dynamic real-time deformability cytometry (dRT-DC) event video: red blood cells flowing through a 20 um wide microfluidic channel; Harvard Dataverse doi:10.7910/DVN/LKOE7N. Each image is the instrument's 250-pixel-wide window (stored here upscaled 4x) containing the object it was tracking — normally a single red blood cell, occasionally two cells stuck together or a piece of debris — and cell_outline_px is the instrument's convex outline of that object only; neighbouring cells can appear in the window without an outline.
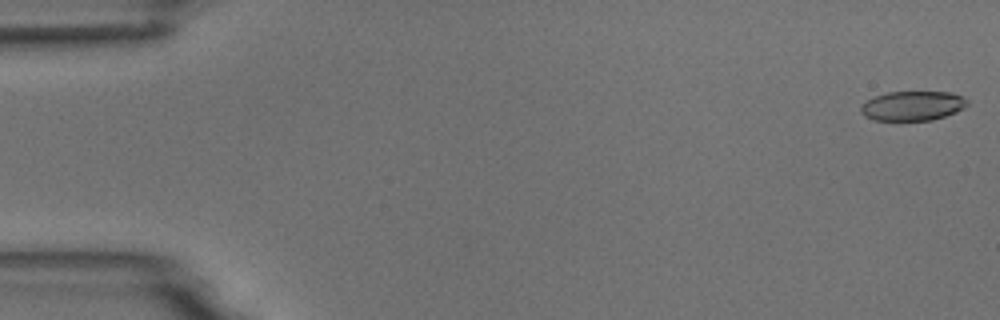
{"species": "common noctule bat (a hibernating species)", "species_latin": "Nyctalus noctula", "temperature_condition": "room temperature", "stored_images_in_passage": 15, "camera_frame_rate_fps": 3000, "um_per_image_px": 0.085, "animal": {"sex": "male", "body_mass_g": 18.8}, "frame": {"image": 1, "passage_image": 1, "time_ms": 0.0, "image_size_px": [1000, 320], "cell_outline_px": [[968, 104], [964, 108], [956, 112], [932, 120], [900, 124], [872, 120], [864, 116], [860, 112], [860, 108], [868, 100], [876, 96], [888, 92], [952, 92], [968, 100]], "centroid_in_image_um": [77.54, 9.06], "position_along_channel_um": 7.5, "area_um2": 19.07}}
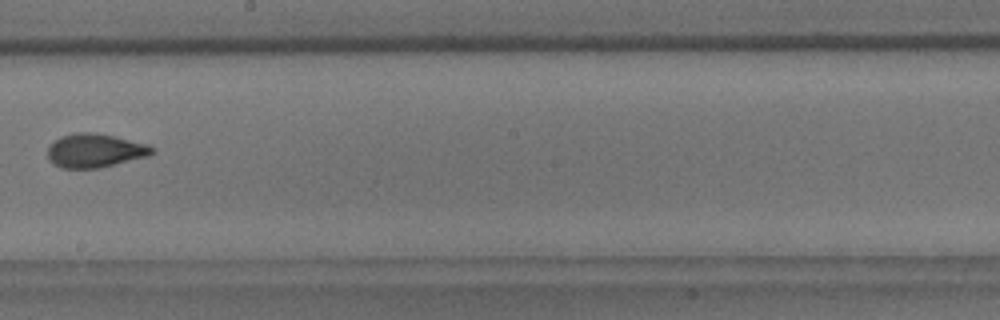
{"frame": {"image": 2, "passage_image": 9, "time_ms": 10.0, "image_size_px": [1000, 320], "cell_outline_px": [[156, 152], [148, 156], [100, 168], [60, 168], [48, 160], [48, 144], [60, 136], [76, 132], [96, 132], [148, 144], [156, 148]], "centroid_in_image_um": [8.07, 12.79], "position_along_channel_um": 240.1, "area_um2": 20.87}}
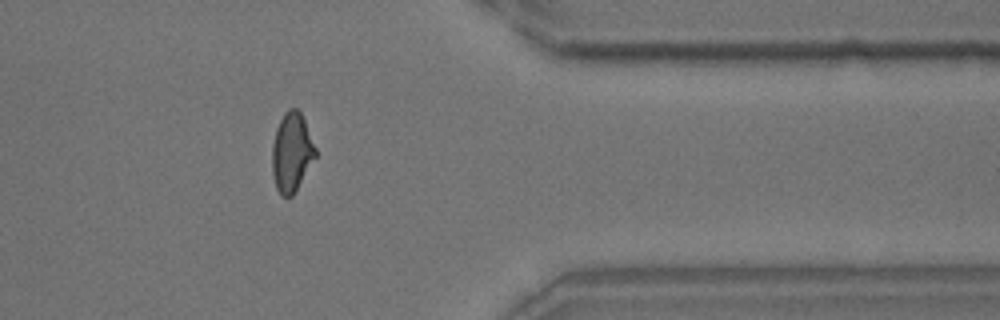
{"frame": {"image": 3, "passage_image": 13, "time_ms": 14.333, "image_size_px": [1000, 320], "cell_outline_px": [[316, 156], [292, 196], [280, 196], [276, 188], [272, 172], [272, 144], [276, 128], [284, 112], [288, 108], [296, 108], [300, 112], [304, 120], [316, 148]], "centroid_in_image_um": [24.77, 12.93], "position_along_channel_um": 386.6, "area_um2": 19.83}, "authors_computed_cell_mechanics": {"area_um2": 19.8254, "velocity_mm_per_s": 3.7274, "shape_relaxation_time_tau1_ms": 6.5164, "shape_relaxation_time_tau2_ms": null, "deformation_change_tau1": 0.1839, "deformation_change_tau2": null}}